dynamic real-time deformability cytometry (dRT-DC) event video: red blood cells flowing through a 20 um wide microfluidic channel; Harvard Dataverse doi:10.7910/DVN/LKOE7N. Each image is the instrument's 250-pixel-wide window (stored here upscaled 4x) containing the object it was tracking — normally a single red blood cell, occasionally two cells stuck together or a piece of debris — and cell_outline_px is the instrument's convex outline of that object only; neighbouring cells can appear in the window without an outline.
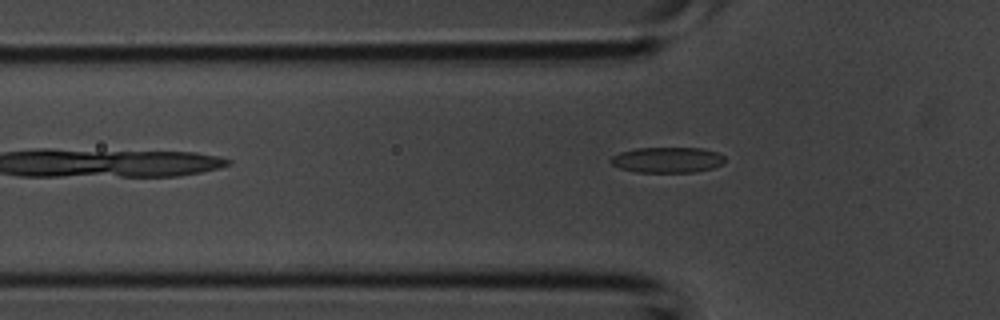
{"species": "common noctule bat (a hibernating species)", "species_latin": "Nyctalus noctula", "temperature_condition": "room temperature", "stored_images_in_passage": 9, "camera_frame_rate_fps": 3000, "um_per_image_px": 0.085, "animal": {"sex": "male", "body_mass_g": 20.1, "forearm_length_mm": 53.5}, "frame": {"image": 1, "passage_image": 9, "time_ms": 2.667, "image_size_px": [1000, 320], "cell_outline_px": [[724, 164], [712, 168], [696, 172], [636, 172], [620, 168], [612, 164], [608, 160], [612, 156], [620, 152], [636, 148], [700, 148], [716, 152], [724, 156]], "centroid_in_image_um": [56.71, 13.59], "position_along_channel_um": 69.1, "area_um2": 17.05}}